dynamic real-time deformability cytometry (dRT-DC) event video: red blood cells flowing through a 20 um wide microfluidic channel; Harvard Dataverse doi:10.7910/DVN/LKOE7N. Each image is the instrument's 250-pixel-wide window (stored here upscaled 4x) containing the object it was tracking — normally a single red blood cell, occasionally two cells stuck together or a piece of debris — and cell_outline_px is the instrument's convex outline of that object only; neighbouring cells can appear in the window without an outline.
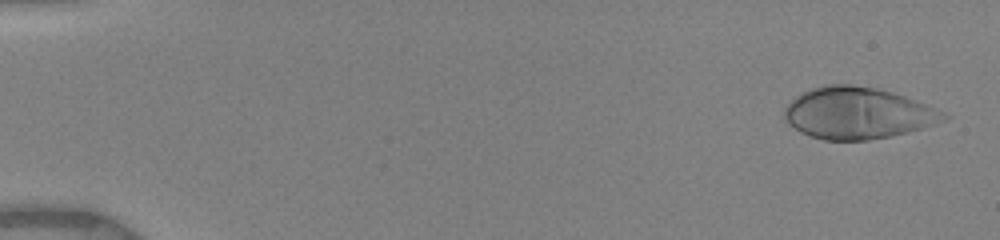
{"species": "human", "species_latin": "Homo sapiens", "temperature_condition": "warm", "stored_images_in_passage": 46, "camera_frame_rate_fps": 3000, "um_per_image_px": 0.085, "donor": {"sex": "female"}, "frame": {"image": 1, "passage_image": 2, "time_ms": 0.333, "image_size_px": [1000, 240], "cell_outline_px": [[952, 116], [948, 120], [924, 128], [908, 132], [868, 140], [824, 140], [808, 136], [800, 132], [788, 124], [784, 116], [784, 108], [796, 96], [812, 88], [828, 84], [852, 84], [876, 88], [892, 92], [928, 104]], "centroid_in_image_um": [72.94, 9.62], "position_along_channel_um": 12.1, "area_um2": 48.15}}
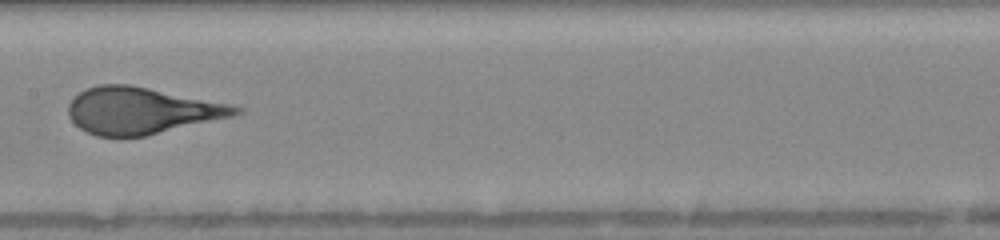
{"frame": {"image": 2, "passage_image": 16, "time_ms": 8.667, "image_size_px": [1000, 240], "cell_outline_px": [[244, 112], [232, 116], [144, 136], [96, 136], [80, 128], [68, 116], [68, 104], [72, 96], [88, 88], [100, 84], [128, 84], [228, 104], [244, 108]], "centroid_in_image_um": [11.97, 9.4], "position_along_channel_um": 195.4, "area_um2": 44.85}}
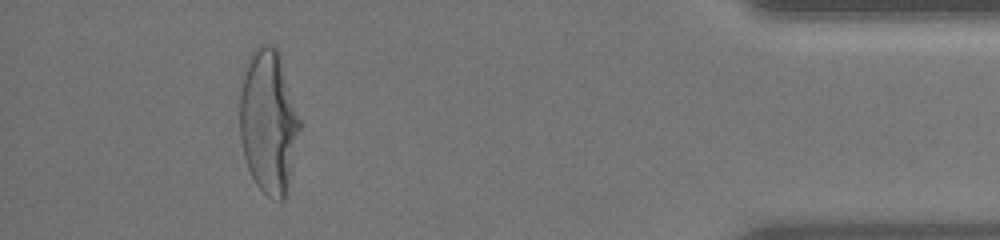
{"frame": {"image": 3, "passage_image": 41, "time_ms": 15.333, "image_size_px": [1000, 240], "cell_outline_px": [[304, 124], [288, 196], [284, 200], [280, 200], [268, 196], [256, 184], [248, 168], [244, 156], [240, 140], [240, 96], [248, 56], [260, 44], [272, 44], [280, 52]], "centroid_in_image_um": [22.91, 10.37], "position_along_channel_um": 412.3, "area_um2": 52.19}}